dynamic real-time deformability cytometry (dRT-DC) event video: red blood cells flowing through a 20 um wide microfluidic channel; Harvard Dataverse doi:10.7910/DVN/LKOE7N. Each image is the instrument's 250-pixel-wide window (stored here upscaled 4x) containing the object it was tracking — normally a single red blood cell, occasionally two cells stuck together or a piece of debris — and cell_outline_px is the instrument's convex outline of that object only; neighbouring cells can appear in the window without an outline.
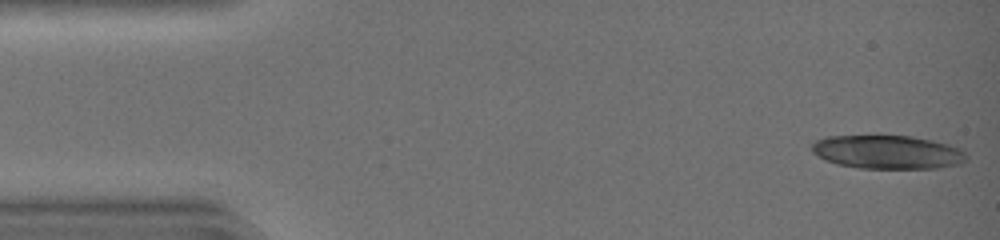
{"species": "common noctule bat (a hibernating species)", "species_latin": "Nyctalus noctula", "temperature_condition": "warm", "stored_images_in_passage": 43, "camera_frame_rate_fps": 3000, "um_per_image_px": 0.085, "animal": {"sex": "female", "body_mass_g": 19.0, "forearm_length_mm": 51.5}, "frame": {"image": 1, "passage_image": 1, "time_ms": 0.0, "image_size_px": [1000, 240], "cell_outline_px": [[968, 156], [960, 164], [936, 168], [860, 168], [836, 164], [824, 160], [816, 156], [812, 152], [812, 144], [816, 140], [824, 136], [912, 136], [932, 140], [948, 144], [960, 148]], "centroid_in_image_um": [75.41, 12.92], "position_along_channel_um": 9.6, "area_um2": 30.35}}
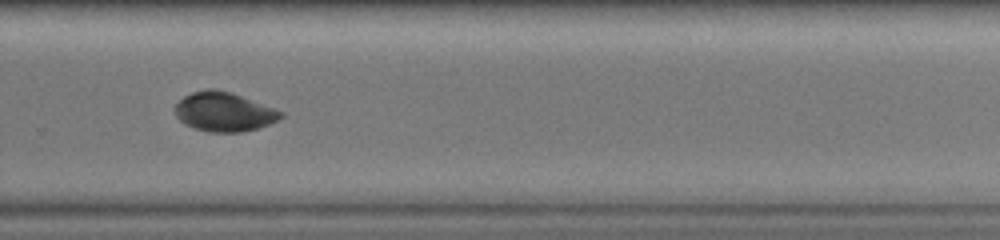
{"frame": {"image": 2, "passage_image": 30, "time_ms": 9.667, "image_size_px": [1000, 240], "cell_outline_px": [[284, 116], [268, 124], [244, 132], [208, 132], [184, 124], [176, 116], [172, 108], [184, 96], [192, 92], [208, 88], [216, 88], [232, 92], [284, 112]], "centroid_in_image_um": [19.0, 9.49], "position_along_channel_um": 310.8, "area_um2": 24.28}}
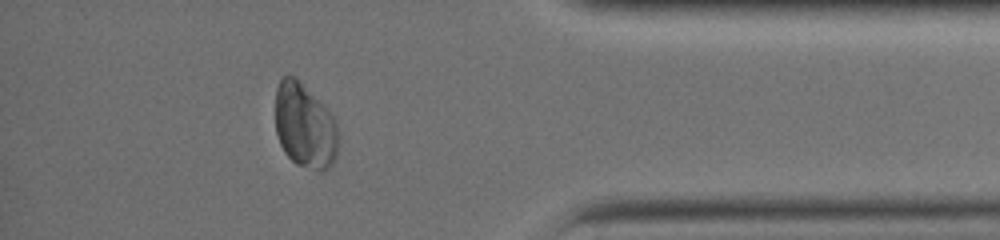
{"frame": {"image": 3, "passage_image": 38, "time_ms": 12.333, "image_size_px": [1000, 240], "cell_outline_px": [[336, 156], [332, 164], [324, 172], [320, 172], [296, 164], [284, 152], [280, 144], [276, 132], [276, 88], [280, 80], [284, 76], [292, 76], [324, 104], [328, 108], [336, 124]], "centroid_in_image_um": [25.89, 10.73], "position_along_channel_um": 409.3, "area_um2": 30.75}}